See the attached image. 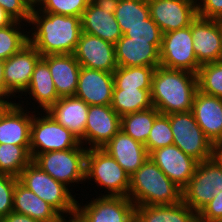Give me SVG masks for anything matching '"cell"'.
I'll use <instances>...</instances> for the list:
<instances>
[{
	"instance_id": "6da1fadb",
	"label": "cell",
	"mask_w": 222,
	"mask_h": 222,
	"mask_svg": "<svg viewBox=\"0 0 222 222\" xmlns=\"http://www.w3.org/2000/svg\"><path fill=\"white\" fill-rule=\"evenodd\" d=\"M26 25L33 26L28 32L29 43L41 56L73 54L82 32L80 17L44 13L36 7Z\"/></svg>"
},
{
	"instance_id": "7a4b0ae2",
	"label": "cell",
	"mask_w": 222,
	"mask_h": 222,
	"mask_svg": "<svg viewBox=\"0 0 222 222\" xmlns=\"http://www.w3.org/2000/svg\"><path fill=\"white\" fill-rule=\"evenodd\" d=\"M197 91L195 73L161 66L153 72L151 102L160 114L190 112Z\"/></svg>"
},
{
	"instance_id": "3957f363",
	"label": "cell",
	"mask_w": 222,
	"mask_h": 222,
	"mask_svg": "<svg viewBox=\"0 0 222 222\" xmlns=\"http://www.w3.org/2000/svg\"><path fill=\"white\" fill-rule=\"evenodd\" d=\"M127 197L135 206L174 205L182 201V189L148 157L130 176Z\"/></svg>"
},
{
	"instance_id": "277c9868",
	"label": "cell",
	"mask_w": 222,
	"mask_h": 222,
	"mask_svg": "<svg viewBox=\"0 0 222 222\" xmlns=\"http://www.w3.org/2000/svg\"><path fill=\"white\" fill-rule=\"evenodd\" d=\"M18 181L54 207L64 218L69 215V219L75 217L77 200L74 199L76 196L71 194L72 190L55 180L33 161L21 171Z\"/></svg>"
},
{
	"instance_id": "5b68a950",
	"label": "cell",
	"mask_w": 222,
	"mask_h": 222,
	"mask_svg": "<svg viewBox=\"0 0 222 222\" xmlns=\"http://www.w3.org/2000/svg\"><path fill=\"white\" fill-rule=\"evenodd\" d=\"M85 180H94L97 186L106 189L105 196H128L130 176L103 149L87 150Z\"/></svg>"
},
{
	"instance_id": "8992f818",
	"label": "cell",
	"mask_w": 222,
	"mask_h": 222,
	"mask_svg": "<svg viewBox=\"0 0 222 222\" xmlns=\"http://www.w3.org/2000/svg\"><path fill=\"white\" fill-rule=\"evenodd\" d=\"M87 148H72L38 154L32 161L65 186L84 183Z\"/></svg>"
},
{
	"instance_id": "52a82bcc",
	"label": "cell",
	"mask_w": 222,
	"mask_h": 222,
	"mask_svg": "<svg viewBox=\"0 0 222 222\" xmlns=\"http://www.w3.org/2000/svg\"><path fill=\"white\" fill-rule=\"evenodd\" d=\"M33 114L30 134L32 160L41 153L72 148H84L80 140L56 122L47 112ZM41 117H40V116Z\"/></svg>"
},
{
	"instance_id": "ba28073f",
	"label": "cell",
	"mask_w": 222,
	"mask_h": 222,
	"mask_svg": "<svg viewBox=\"0 0 222 222\" xmlns=\"http://www.w3.org/2000/svg\"><path fill=\"white\" fill-rule=\"evenodd\" d=\"M222 191V167L212 158L198 162L194 175L182 189V201L198 213Z\"/></svg>"
},
{
	"instance_id": "9c48e42d",
	"label": "cell",
	"mask_w": 222,
	"mask_h": 222,
	"mask_svg": "<svg viewBox=\"0 0 222 222\" xmlns=\"http://www.w3.org/2000/svg\"><path fill=\"white\" fill-rule=\"evenodd\" d=\"M167 116L170 119L173 145L198 162L212 158V142L205 136L191 111Z\"/></svg>"
},
{
	"instance_id": "30bf717a",
	"label": "cell",
	"mask_w": 222,
	"mask_h": 222,
	"mask_svg": "<svg viewBox=\"0 0 222 222\" xmlns=\"http://www.w3.org/2000/svg\"><path fill=\"white\" fill-rule=\"evenodd\" d=\"M77 201L75 219L78 222H133L135 205L128 197L102 196L80 205Z\"/></svg>"
},
{
	"instance_id": "8fae6325",
	"label": "cell",
	"mask_w": 222,
	"mask_h": 222,
	"mask_svg": "<svg viewBox=\"0 0 222 222\" xmlns=\"http://www.w3.org/2000/svg\"><path fill=\"white\" fill-rule=\"evenodd\" d=\"M160 66L197 74L201 65L193 50L191 25L162 34Z\"/></svg>"
},
{
	"instance_id": "7c38bea8",
	"label": "cell",
	"mask_w": 222,
	"mask_h": 222,
	"mask_svg": "<svg viewBox=\"0 0 222 222\" xmlns=\"http://www.w3.org/2000/svg\"><path fill=\"white\" fill-rule=\"evenodd\" d=\"M115 0H91L82 14V32L115 44L122 32L114 15Z\"/></svg>"
},
{
	"instance_id": "4fadbf2b",
	"label": "cell",
	"mask_w": 222,
	"mask_h": 222,
	"mask_svg": "<svg viewBox=\"0 0 222 222\" xmlns=\"http://www.w3.org/2000/svg\"><path fill=\"white\" fill-rule=\"evenodd\" d=\"M150 17L162 34L188 27L197 17L196 0H147Z\"/></svg>"
},
{
	"instance_id": "5bb4252c",
	"label": "cell",
	"mask_w": 222,
	"mask_h": 222,
	"mask_svg": "<svg viewBox=\"0 0 222 222\" xmlns=\"http://www.w3.org/2000/svg\"><path fill=\"white\" fill-rule=\"evenodd\" d=\"M78 63L85 68L113 73L118 67L115 44L81 32L73 53Z\"/></svg>"
},
{
	"instance_id": "9a60e30c",
	"label": "cell",
	"mask_w": 222,
	"mask_h": 222,
	"mask_svg": "<svg viewBox=\"0 0 222 222\" xmlns=\"http://www.w3.org/2000/svg\"><path fill=\"white\" fill-rule=\"evenodd\" d=\"M120 129L121 117L111 105L89 106L84 147L102 149Z\"/></svg>"
},
{
	"instance_id": "2e32d148",
	"label": "cell",
	"mask_w": 222,
	"mask_h": 222,
	"mask_svg": "<svg viewBox=\"0 0 222 222\" xmlns=\"http://www.w3.org/2000/svg\"><path fill=\"white\" fill-rule=\"evenodd\" d=\"M193 50L200 65L222 61V40L219 19L197 16L191 23Z\"/></svg>"
},
{
	"instance_id": "e0dca14e",
	"label": "cell",
	"mask_w": 222,
	"mask_h": 222,
	"mask_svg": "<svg viewBox=\"0 0 222 222\" xmlns=\"http://www.w3.org/2000/svg\"><path fill=\"white\" fill-rule=\"evenodd\" d=\"M149 157L181 189L188 184L198 165L197 160L176 145L153 150Z\"/></svg>"
},
{
	"instance_id": "ac0fdd59",
	"label": "cell",
	"mask_w": 222,
	"mask_h": 222,
	"mask_svg": "<svg viewBox=\"0 0 222 222\" xmlns=\"http://www.w3.org/2000/svg\"><path fill=\"white\" fill-rule=\"evenodd\" d=\"M41 58V53L28 43L16 54L4 60L5 85L14 96L26 91L35 66Z\"/></svg>"
},
{
	"instance_id": "d6986e66",
	"label": "cell",
	"mask_w": 222,
	"mask_h": 222,
	"mask_svg": "<svg viewBox=\"0 0 222 222\" xmlns=\"http://www.w3.org/2000/svg\"><path fill=\"white\" fill-rule=\"evenodd\" d=\"M23 105L20 101L8 105L0 114V144L30 146L33 113L39 111L35 110L30 113Z\"/></svg>"
},
{
	"instance_id": "ffe728a7",
	"label": "cell",
	"mask_w": 222,
	"mask_h": 222,
	"mask_svg": "<svg viewBox=\"0 0 222 222\" xmlns=\"http://www.w3.org/2000/svg\"><path fill=\"white\" fill-rule=\"evenodd\" d=\"M113 87V73L81 66L75 96L81 98L89 106L111 105Z\"/></svg>"
},
{
	"instance_id": "44dd1931",
	"label": "cell",
	"mask_w": 222,
	"mask_h": 222,
	"mask_svg": "<svg viewBox=\"0 0 222 222\" xmlns=\"http://www.w3.org/2000/svg\"><path fill=\"white\" fill-rule=\"evenodd\" d=\"M89 105L77 96L59 98L46 112L84 146Z\"/></svg>"
},
{
	"instance_id": "7402d4cb",
	"label": "cell",
	"mask_w": 222,
	"mask_h": 222,
	"mask_svg": "<svg viewBox=\"0 0 222 222\" xmlns=\"http://www.w3.org/2000/svg\"><path fill=\"white\" fill-rule=\"evenodd\" d=\"M131 176L147 160L149 154L146 146L119 130L102 148Z\"/></svg>"
},
{
	"instance_id": "603a6c76",
	"label": "cell",
	"mask_w": 222,
	"mask_h": 222,
	"mask_svg": "<svg viewBox=\"0 0 222 222\" xmlns=\"http://www.w3.org/2000/svg\"><path fill=\"white\" fill-rule=\"evenodd\" d=\"M160 47L161 44L133 40L122 35L115 43L117 64L122 67H158L160 66Z\"/></svg>"
},
{
	"instance_id": "cb8c5ba5",
	"label": "cell",
	"mask_w": 222,
	"mask_h": 222,
	"mask_svg": "<svg viewBox=\"0 0 222 222\" xmlns=\"http://www.w3.org/2000/svg\"><path fill=\"white\" fill-rule=\"evenodd\" d=\"M191 112L212 143L222 139V98L210 96L198 90Z\"/></svg>"
},
{
	"instance_id": "d4e9b609",
	"label": "cell",
	"mask_w": 222,
	"mask_h": 222,
	"mask_svg": "<svg viewBox=\"0 0 222 222\" xmlns=\"http://www.w3.org/2000/svg\"><path fill=\"white\" fill-rule=\"evenodd\" d=\"M47 63L58 96H74L78 87L81 65L73 54L42 56Z\"/></svg>"
},
{
	"instance_id": "484cf974",
	"label": "cell",
	"mask_w": 222,
	"mask_h": 222,
	"mask_svg": "<svg viewBox=\"0 0 222 222\" xmlns=\"http://www.w3.org/2000/svg\"><path fill=\"white\" fill-rule=\"evenodd\" d=\"M13 211L40 222H62L65 218L50 204L39 198L19 181L16 182Z\"/></svg>"
},
{
	"instance_id": "4316f807",
	"label": "cell",
	"mask_w": 222,
	"mask_h": 222,
	"mask_svg": "<svg viewBox=\"0 0 222 222\" xmlns=\"http://www.w3.org/2000/svg\"><path fill=\"white\" fill-rule=\"evenodd\" d=\"M198 215L183 201L174 205L135 206L137 222H194Z\"/></svg>"
},
{
	"instance_id": "83f0119b",
	"label": "cell",
	"mask_w": 222,
	"mask_h": 222,
	"mask_svg": "<svg viewBox=\"0 0 222 222\" xmlns=\"http://www.w3.org/2000/svg\"><path fill=\"white\" fill-rule=\"evenodd\" d=\"M27 93L39 104L37 107L42 109V113L46 112L60 98L55 89L49 67L42 58L37 62L29 86L21 96H27Z\"/></svg>"
},
{
	"instance_id": "f1b7e54d",
	"label": "cell",
	"mask_w": 222,
	"mask_h": 222,
	"mask_svg": "<svg viewBox=\"0 0 222 222\" xmlns=\"http://www.w3.org/2000/svg\"><path fill=\"white\" fill-rule=\"evenodd\" d=\"M111 107L120 116L150 109L151 90L117 89L113 87Z\"/></svg>"
},
{
	"instance_id": "f546056e",
	"label": "cell",
	"mask_w": 222,
	"mask_h": 222,
	"mask_svg": "<svg viewBox=\"0 0 222 222\" xmlns=\"http://www.w3.org/2000/svg\"><path fill=\"white\" fill-rule=\"evenodd\" d=\"M115 18L124 34L130 27L144 23L150 16L147 0H115Z\"/></svg>"
},
{
	"instance_id": "4dcf8cb0",
	"label": "cell",
	"mask_w": 222,
	"mask_h": 222,
	"mask_svg": "<svg viewBox=\"0 0 222 222\" xmlns=\"http://www.w3.org/2000/svg\"><path fill=\"white\" fill-rule=\"evenodd\" d=\"M160 112L155 108L130 113L121 117V130L134 140L146 144L155 118Z\"/></svg>"
},
{
	"instance_id": "1f68e13d",
	"label": "cell",
	"mask_w": 222,
	"mask_h": 222,
	"mask_svg": "<svg viewBox=\"0 0 222 222\" xmlns=\"http://www.w3.org/2000/svg\"><path fill=\"white\" fill-rule=\"evenodd\" d=\"M155 68L118 66L113 72L114 86L117 89L151 90L152 75Z\"/></svg>"
},
{
	"instance_id": "d6a6232c",
	"label": "cell",
	"mask_w": 222,
	"mask_h": 222,
	"mask_svg": "<svg viewBox=\"0 0 222 222\" xmlns=\"http://www.w3.org/2000/svg\"><path fill=\"white\" fill-rule=\"evenodd\" d=\"M32 161L30 146L0 144V173L19 177L21 171Z\"/></svg>"
},
{
	"instance_id": "836d02e7",
	"label": "cell",
	"mask_w": 222,
	"mask_h": 222,
	"mask_svg": "<svg viewBox=\"0 0 222 222\" xmlns=\"http://www.w3.org/2000/svg\"><path fill=\"white\" fill-rule=\"evenodd\" d=\"M22 25L26 26L23 22L14 21L11 25L0 28V60L10 58L29 43L28 32Z\"/></svg>"
},
{
	"instance_id": "e575fe53",
	"label": "cell",
	"mask_w": 222,
	"mask_h": 222,
	"mask_svg": "<svg viewBox=\"0 0 222 222\" xmlns=\"http://www.w3.org/2000/svg\"><path fill=\"white\" fill-rule=\"evenodd\" d=\"M197 83L200 92L222 98V61L201 65Z\"/></svg>"
},
{
	"instance_id": "d590c367",
	"label": "cell",
	"mask_w": 222,
	"mask_h": 222,
	"mask_svg": "<svg viewBox=\"0 0 222 222\" xmlns=\"http://www.w3.org/2000/svg\"><path fill=\"white\" fill-rule=\"evenodd\" d=\"M173 145V134L170 119L167 115L159 114L154 121L149 137L145 144L148 154L158 148Z\"/></svg>"
},
{
	"instance_id": "8d00e7d4",
	"label": "cell",
	"mask_w": 222,
	"mask_h": 222,
	"mask_svg": "<svg viewBox=\"0 0 222 222\" xmlns=\"http://www.w3.org/2000/svg\"><path fill=\"white\" fill-rule=\"evenodd\" d=\"M90 1L91 0H41L36 8L44 13H54L81 18Z\"/></svg>"
},
{
	"instance_id": "74e56055",
	"label": "cell",
	"mask_w": 222,
	"mask_h": 222,
	"mask_svg": "<svg viewBox=\"0 0 222 222\" xmlns=\"http://www.w3.org/2000/svg\"><path fill=\"white\" fill-rule=\"evenodd\" d=\"M123 35L133 40L149 41L151 44H161L162 41V32L150 16L144 23L130 27Z\"/></svg>"
},
{
	"instance_id": "f35d334b",
	"label": "cell",
	"mask_w": 222,
	"mask_h": 222,
	"mask_svg": "<svg viewBox=\"0 0 222 222\" xmlns=\"http://www.w3.org/2000/svg\"><path fill=\"white\" fill-rule=\"evenodd\" d=\"M17 177L0 173V219L13 211L14 189Z\"/></svg>"
},
{
	"instance_id": "ab89813d",
	"label": "cell",
	"mask_w": 222,
	"mask_h": 222,
	"mask_svg": "<svg viewBox=\"0 0 222 222\" xmlns=\"http://www.w3.org/2000/svg\"><path fill=\"white\" fill-rule=\"evenodd\" d=\"M0 6L15 21L29 23L33 7L27 0H0Z\"/></svg>"
},
{
	"instance_id": "60d3db41",
	"label": "cell",
	"mask_w": 222,
	"mask_h": 222,
	"mask_svg": "<svg viewBox=\"0 0 222 222\" xmlns=\"http://www.w3.org/2000/svg\"><path fill=\"white\" fill-rule=\"evenodd\" d=\"M197 215L203 222H222V191L214 196Z\"/></svg>"
},
{
	"instance_id": "b9f144b4",
	"label": "cell",
	"mask_w": 222,
	"mask_h": 222,
	"mask_svg": "<svg viewBox=\"0 0 222 222\" xmlns=\"http://www.w3.org/2000/svg\"><path fill=\"white\" fill-rule=\"evenodd\" d=\"M197 16L207 19H222V0H196Z\"/></svg>"
},
{
	"instance_id": "7bdbcfd3",
	"label": "cell",
	"mask_w": 222,
	"mask_h": 222,
	"mask_svg": "<svg viewBox=\"0 0 222 222\" xmlns=\"http://www.w3.org/2000/svg\"><path fill=\"white\" fill-rule=\"evenodd\" d=\"M15 97H17V96H14L7 89V87L5 85V81H4V60H0V99L5 100L9 105H11V104H15L16 101H13V98H15Z\"/></svg>"
},
{
	"instance_id": "ee69618b",
	"label": "cell",
	"mask_w": 222,
	"mask_h": 222,
	"mask_svg": "<svg viewBox=\"0 0 222 222\" xmlns=\"http://www.w3.org/2000/svg\"><path fill=\"white\" fill-rule=\"evenodd\" d=\"M0 222H40L27 215L12 211L6 217L0 219Z\"/></svg>"
},
{
	"instance_id": "f6af8a7d",
	"label": "cell",
	"mask_w": 222,
	"mask_h": 222,
	"mask_svg": "<svg viewBox=\"0 0 222 222\" xmlns=\"http://www.w3.org/2000/svg\"><path fill=\"white\" fill-rule=\"evenodd\" d=\"M212 159L222 167V139L212 143Z\"/></svg>"
},
{
	"instance_id": "bcb514c9",
	"label": "cell",
	"mask_w": 222,
	"mask_h": 222,
	"mask_svg": "<svg viewBox=\"0 0 222 222\" xmlns=\"http://www.w3.org/2000/svg\"><path fill=\"white\" fill-rule=\"evenodd\" d=\"M15 20L0 6V28L11 25Z\"/></svg>"
},
{
	"instance_id": "7dc6e473",
	"label": "cell",
	"mask_w": 222,
	"mask_h": 222,
	"mask_svg": "<svg viewBox=\"0 0 222 222\" xmlns=\"http://www.w3.org/2000/svg\"><path fill=\"white\" fill-rule=\"evenodd\" d=\"M9 104L5 101L0 99V114L4 111V109L8 106Z\"/></svg>"
},
{
	"instance_id": "c3c4849f",
	"label": "cell",
	"mask_w": 222,
	"mask_h": 222,
	"mask_svg": "<svg viewBox=\"0 0 222 222\" xmlns=\"http://www.w3.org/2000/svg\"><path fill=\"white\" fill-rule=\"evenodd\" d=\"M31 5L32 7H36L41 0H27Z\"/></svg>"
},
{
	"instance_id": "681fc988",
	"label": "cell",
	"mask_w": 222,
	"mask_h": 222,
	"mask_svg": "<svg viewBox=\"0 0 222 222\" xmlns=\"http://www.w3.org/2000/svg\"><path fill=\"white\" fill-rule=\"evenodd\" d=\"M219 29L221 32V40H222V19H219Z\"/></svg>"
},
{
	"instance_id": "f907efd6",
	"label": "cell",
	"mask_w": 222,
	"mask_h": 222,
	"mask_svg": "<svg viewBox=\"0 0 222 222\" xmlns=\"http://www.w3.org/2000/svg\"><path fill=\"white\" fill-rule=\"evenodd\" d=\"M62 222H78L75 218H72V219H64Z\"/></svg>"
},
{
	"instance_id": "816d5d0a",
	"label": "cell",
	"mask_w": 222,
	"mask_h": 222,
	"mask_svg": "<svg viewBox=\"0 0 222 222\" xmlns=\"http://www.w3.org/2000/svg\"><path fill=\"white\" fill-rule=\"evenodd\" d=\"M194 222H203V221H201V220H199V219L197 218Z\"/></svg>"
}]
</instances>
